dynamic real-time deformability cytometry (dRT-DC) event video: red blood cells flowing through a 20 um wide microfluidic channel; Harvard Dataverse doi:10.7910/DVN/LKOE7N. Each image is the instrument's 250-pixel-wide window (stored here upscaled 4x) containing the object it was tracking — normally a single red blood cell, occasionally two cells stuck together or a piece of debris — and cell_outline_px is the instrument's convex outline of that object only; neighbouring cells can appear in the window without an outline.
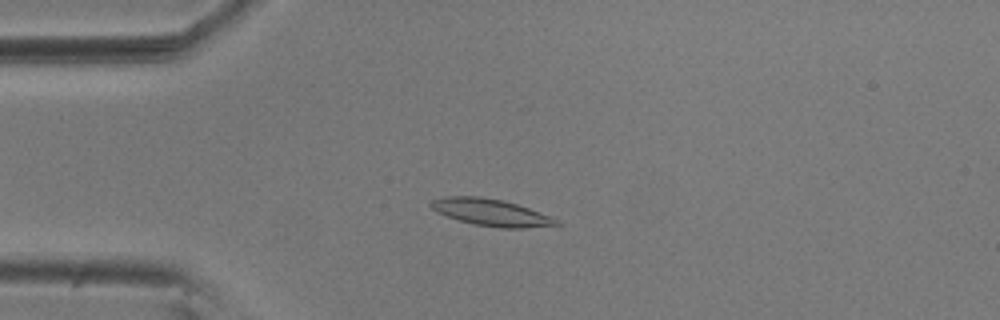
{"species": "common noctule bat (a hibernating species)", "species_latin": "Nyctalus noctula", "temperature_condition": "room temperature", "stored_images_in_passage": 56, "camera_frame_rate_fps": 3000, "um_per_image_px": 0.085, "animal": {"sex": "male", "body_mass_g": 20.5, "forearm_length_mm": 52.5}, "frame": {"image": 1, "passage_image": 14, "time_ms": 4.333, "image_size_px": [1000, 320], "cell_outline_px": [[564, 224], [524, 228], [500, 228], [476, 224], [460, 220], [436, 212], [428, 204], [432, 200], [444, 196], [480, 196], [504, 200], [552, 216], [560, 220]], "centroid_in_image_um": [41.77, 18.05], "position_along_channel_um": 43.2, "area_um2": 19.71}}
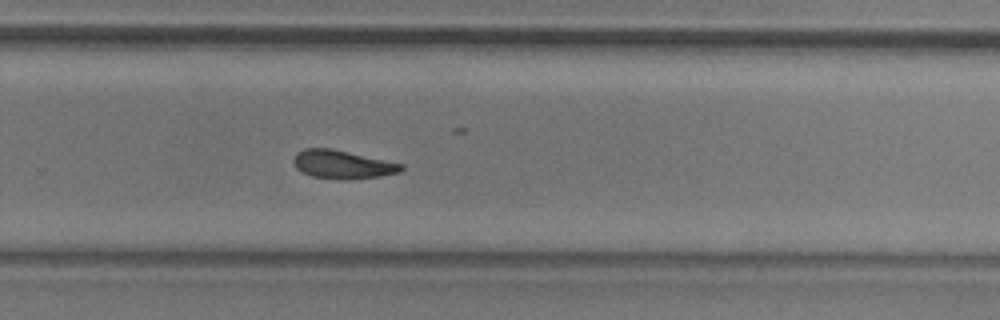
{"frame": {"image": 2, "passage_image": 37, "time_ms": 12.0, "image_size_px": [1000, 320], "cell_outline_px": [[404, 168], [400, 172], [380, 176], [352, 180], [344, 180], [312, 176], [296, 168], [292, 160], [296, 152], [304, 148], [332, 148], [404, 164]], "centroid_in_image_um": [29.11, 13.97], "position_along_channel_um": 300.7, "area_um2": 17.98}}
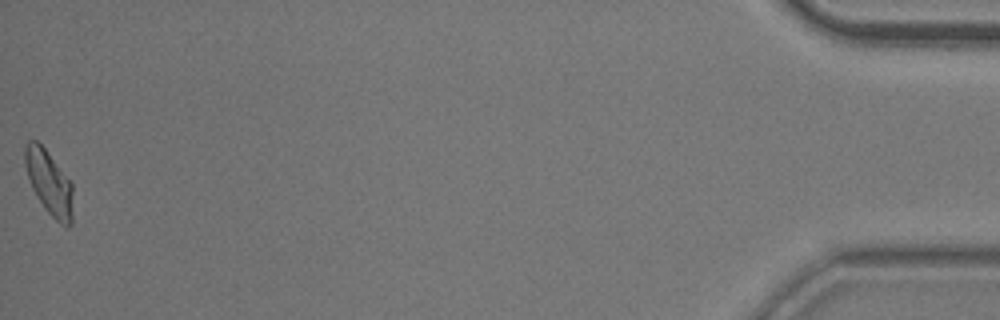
{"frame": {"image": 3, "passage_image": 56, "time_ms": 18.333, "image_size_px": [1000, 320], "cell_outline_px": [[72, 224], [68, 228], [64, 228], [44, 208], [36, 196], [32, 188], [24, 164], [24, 148], [28, 140], [36, 140], [44, 148], [72, 184]], "centroid_in_image_um": [4.16, 15.56], "position_along_channel_um": 431.0, "area_um2": 17.86}, "authors_computed_cell_mechanics": {"area_um2": 18.207, "velocity_mm_per_s": 3.6153, "shape_relaxation_time_tau1_ms": 10.451, "shape_relaxation_time_tau2_ms": 10.095, "deformation_change_tau1": 0.2127, "deformation_change_tau2": 0.1825}}